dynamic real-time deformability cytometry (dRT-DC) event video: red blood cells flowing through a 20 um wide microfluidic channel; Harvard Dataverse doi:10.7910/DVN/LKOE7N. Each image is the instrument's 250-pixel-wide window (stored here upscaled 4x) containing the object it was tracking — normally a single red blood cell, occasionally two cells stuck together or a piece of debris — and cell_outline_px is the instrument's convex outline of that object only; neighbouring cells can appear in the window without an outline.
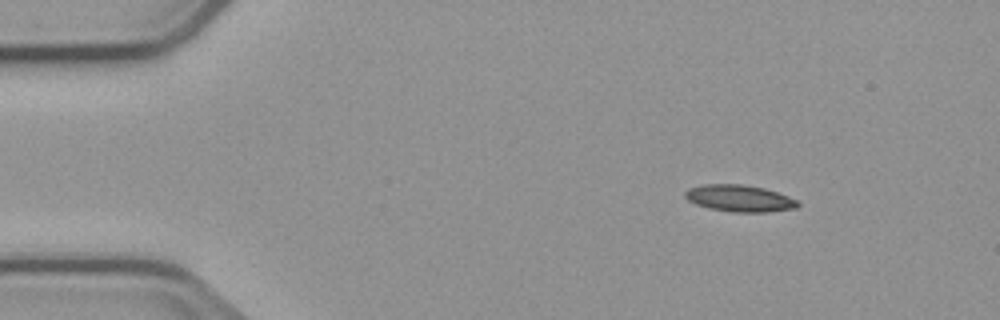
{"species": "common noctule bat (a hibernating species)", "species_latin": "Nyctalus noctula", "temperature_condition": "cold", "stored_images_in_passage": 4, "camera_frame_rate_fps": 3000, "um_per_image_px": 0.085, "animal": {"sex": "male", "body_mass_g": 23.1, "forearm_length_mm": 52.7}, "frame": {"image": 1, "passage_image": 2, "time_ms": 1.333, "image_size_px": [1000, 320], "cell_outline_px": [[800, 204], [796, 208], [768, 212], [732, 212], [708, 208], [696, 204], [688, 200], [684, 196], [684, 192], [688, 188], [704, 184], [740, 184], [764, 188], [788, 196], [796, 200]], "centroid_in_image_um": [62.83, 16.86], "position_along_channel_um": 22.2, "area_um2": 17.57}}